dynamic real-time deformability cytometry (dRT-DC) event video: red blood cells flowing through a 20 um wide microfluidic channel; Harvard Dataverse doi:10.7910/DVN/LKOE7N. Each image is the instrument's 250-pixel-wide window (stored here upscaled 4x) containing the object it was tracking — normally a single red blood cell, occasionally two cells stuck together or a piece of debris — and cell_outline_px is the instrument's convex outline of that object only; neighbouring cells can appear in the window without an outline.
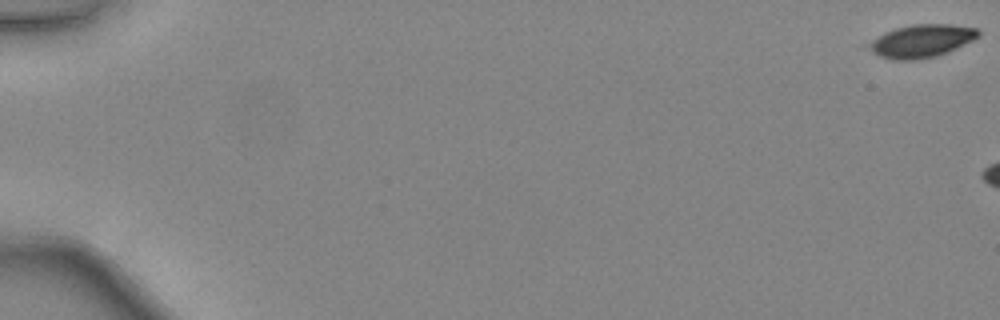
{"species": "common noctule bat (a hibernating species)", "species_latin": "Nyctalus noctula", "temperature_condition": "warm", "stored_images_in_passage": 6, "camera_frame_rate_fps": 3000, "um_per_image_px": 0.085, "animal": {"sex": "female", "body_mass_g": 24.6, "forearm_length_mm": 56.2}, "frame": {"image": 1, "passage_image": 1, "time_ms": 0.0, "image_size_px": [1000, 320], "cell_outline_px": [[980, 36], [948, 52], [936, 56], [916, 60], [892, 60], [880, 56], [872, 52], [860, 44], [884, 32], [896, 28], [912, 24], [952, 24], [976, 28], [980, 32]], "centroid_in_image_um": [78.22, 3.48], "position_along_channel_um": 6.8, "area_um2": 21.44}}